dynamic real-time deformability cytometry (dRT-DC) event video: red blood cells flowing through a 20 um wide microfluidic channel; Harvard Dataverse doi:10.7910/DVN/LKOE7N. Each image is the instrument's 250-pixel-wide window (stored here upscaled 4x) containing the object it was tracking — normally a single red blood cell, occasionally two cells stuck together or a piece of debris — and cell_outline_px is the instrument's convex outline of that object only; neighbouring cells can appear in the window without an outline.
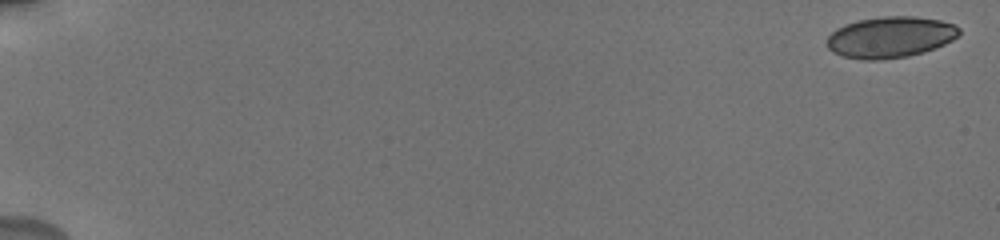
{"species": "human", "species_latin": "Homo sapiens", "temperature_condition": "cold", "stored_images_in_passage": 18, "camera_frame_rate_fps": 3000, "um_per_image_px": 0.085, "donor": {"sex": "male"}, "frame": {"image": 1, "passage_image": 1, "time_ms": 0.0, "image_size_px": [1000, 240], "cell_outline_px": [[960, 32], [952, 40], [936, 48], [924, 52], [908, 56], [876, 60], [864, 60], [844, 56], [832, 52], [828, 48], [828, 36], [836, 28], [844, 24], [860, 20], [884, 16], [916, 16], [940, 20], [956, 24], [960, 28]], "centroid_in_image_um": [75.69, 3.15], "position_along_channel_um": 9.3, "area_um2": 31.73}}
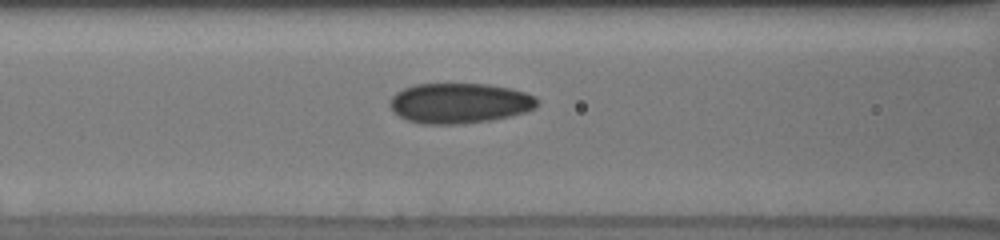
{"frame": {"image": 2, "passage_image": 14, "time_ms": 8.333, "image_size_px": [1000, 240], "cell_outline_px": [[540, 100], [536, 108], [524, 112], [492, 120], [464, 124], [420, 124], [408, 120], [400, 116], [388, 104], [392, 96], [396, 92], [404, 88], [416, 84], [488, 84], [512, 88], [536, 96]], "centroid_in_image_um": [39.09, 8.77], "position_along_channel_um": 127.5, "area_um2": 34.74}}
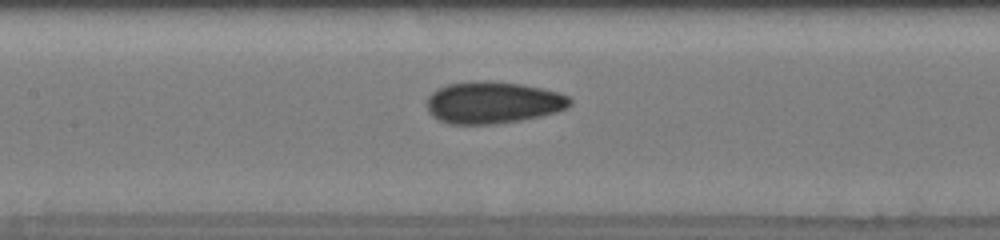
{"frame": {"image": 3, "passage_image": 17, "time_ms": 9.333, "image_size_px": [1000, 240], "cell_outline_px": [[572, 104], [568, 108], [556, 112], [540, 116], [520, 120], [496, 124], [448, 124], [432, 116], [428, 112], [428, 96], [436, 88], [448, 84], [472, 80], [488, 80], [520, 84], [560, 92], [568, 96], [572, 100]], "centroid_in_image_um": [41.9, 8.71], "position_along_channel_um": 165.5, "area_um2": 35.26}}